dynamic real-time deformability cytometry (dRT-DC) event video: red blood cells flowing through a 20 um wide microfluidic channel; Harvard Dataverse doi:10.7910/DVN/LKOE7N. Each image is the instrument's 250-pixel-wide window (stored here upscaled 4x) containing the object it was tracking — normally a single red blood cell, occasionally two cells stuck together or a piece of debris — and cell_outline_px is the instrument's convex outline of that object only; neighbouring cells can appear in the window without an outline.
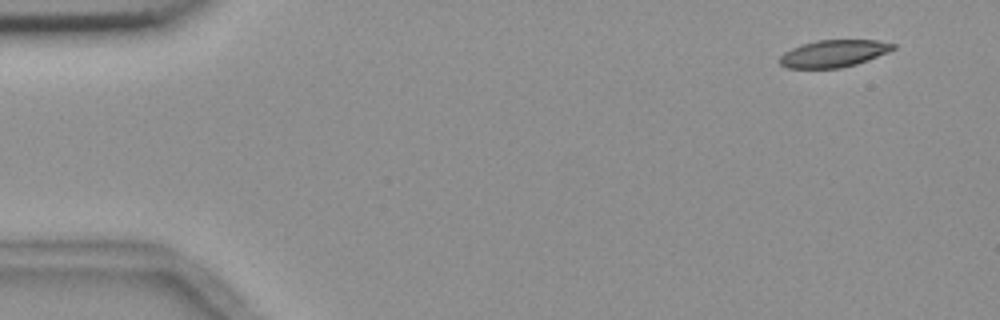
{"species": "common noctule bat (a hibernating species)", "species_latin": "Nyctalus noctula", "temperature_condition": "room temperature", "stored_images_in_passage": 4, "camera_frame_rate_fps": 3000, "um_per_image_px": 0.085, "animal": {"sex": "female", "body_mass_g": 18.4}, "frame": {"image": 1, "passage_image": 1, "time_ms": 0.0, "image_size_px": [1000, 320], "cell_outline_px": [[896, 48], [888, 52], [868, 60], [856, 64], [840, 68], [788, 68], [780, 64], [780, 56], [784, 52], [792, 48], [816, 40], [876, 40], [896, 44]], "centroid_in_image_um": [70.88, 4.55], "position_along_channel_um": 14.1, "area_um2": 17.86}}